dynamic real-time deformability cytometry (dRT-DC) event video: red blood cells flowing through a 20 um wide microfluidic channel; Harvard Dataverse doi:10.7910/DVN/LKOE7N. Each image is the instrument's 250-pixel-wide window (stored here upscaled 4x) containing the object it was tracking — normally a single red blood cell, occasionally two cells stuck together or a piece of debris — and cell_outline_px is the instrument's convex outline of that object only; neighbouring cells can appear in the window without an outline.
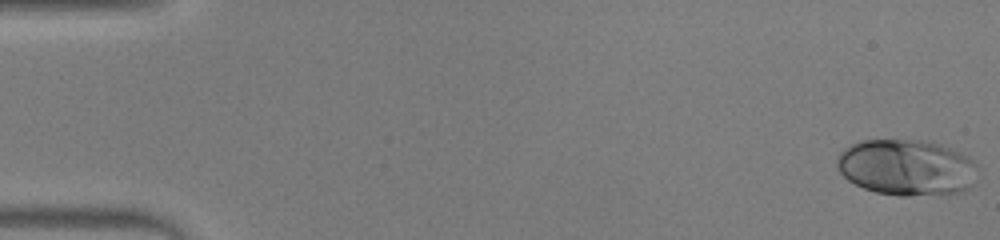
{"species": "human", "species_latin": "Homo sapiens", "temperature_condition": "warm", "stored_images_in_passage": 48, "camera_frame_rate_fps": 3000, "um_per_image_px": 0.085, "donor": {"sex": "male"}, "frame": {"image": 1, "passage_image": 1, "time_ms": 0.0, "image_size_px": [1000, 240], "cell_outline_px": [[980, 176], [964, 192], [948, 196], [900, 196], [876, 192], [864, 188], [848, 180], [840, 172], [836, 164], [836, 160], [840, 152], [844, 148], [852, 144], [864, 140], [924, 140], [940, 144], [960, 152], [968, 156], [976, 164]], "centroid_in_image_um": [77.13, 14.26], "position_along_channel_um": 7.9, "area_um2": 46.93}}
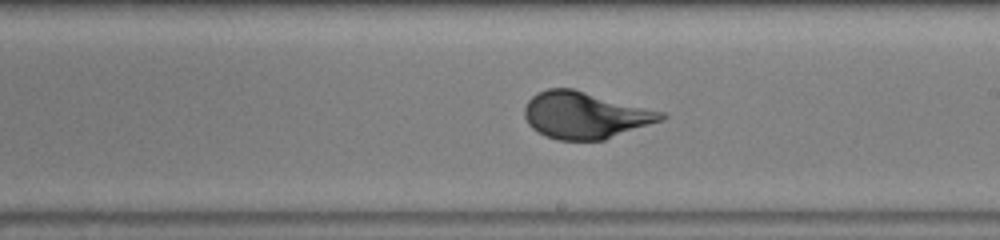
{"frame": {"image": 2, "passage_image": 28, "time_ms": 9.0, "image_size_px": [1000, 240], "cell_outline_px": [[668, 116], [664, 120], [604, 140], [560, 140], [544, 136], [532, 128], [528, 124], [524, 116], [524, 108], [528, 100], [536, 92], [548, 88], [572, 88], [664, 112]], "centroid_in_image_um": [49.72, 9.79], "position_along_channel_um": 239.3, "area_um2": 37.4}}
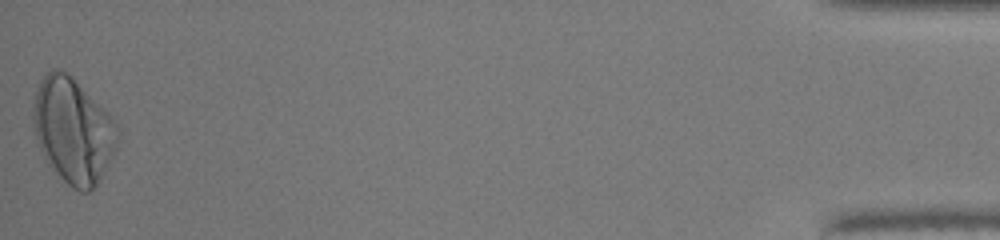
{"frame": {"image": 3, "passage_image": 48, "time_ms": 15.667, "image_size_px": [1000, 240], "cell_outline_px": [[120, 132], [116, 144], [96, 184], [88, 192], [80, 192], [72, 188], [48, 164], [36, 140], [32, 120], [32, 112], [36, 88], [44, 76], [52, 68], [56, 68], [72, 76], [108, 112], [120, 128]], "centroid_in_image_um": [6.18, 11.05], "position_along_channel_um": 429.0, "area_um2": 51.15}, "authors_computed_cell_mechanics": {"area_um2": 38.4948, "velocity_mm_per_s": 4.273, "shape_relaxation_time_tau1_ms": 2.8384, "shape_relaxation_time_tau2_ms": null, "deformation_change_tau1": 0.1594, "deformation_change_tau2": null}}